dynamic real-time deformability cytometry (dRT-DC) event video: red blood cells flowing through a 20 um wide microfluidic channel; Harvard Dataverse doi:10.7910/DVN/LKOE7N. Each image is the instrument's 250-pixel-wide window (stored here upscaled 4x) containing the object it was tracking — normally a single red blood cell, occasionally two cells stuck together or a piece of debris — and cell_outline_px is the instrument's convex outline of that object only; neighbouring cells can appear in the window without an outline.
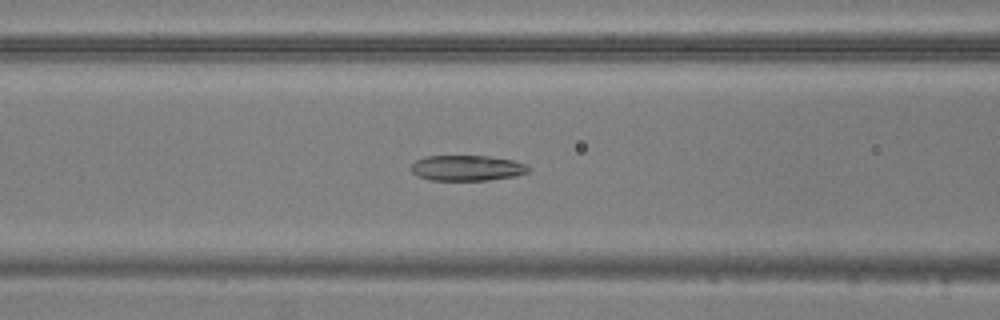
{"species": "common noctule bat (a hibernating species)", "species_latin": "Nyctalus noctula", "temperature_condition": "warm", "stored_images_in_passage": 20, "camera_frame_rate_fps": 3000, "um_per_image_px": 0.085, "animal": {"sex": "male", "body_mass_g": 20.5, "forearm_length_mm": 52.5}, "frame": {"image": 1, "passage_image": 20, "time_ms": 6.333, "image_size_px": [1000, 320], "cell_outline_px": [[532, 168], [528, 172], [516, 176], [488, 180], [432, 180], [416, 176], [412, 172], [412, 164], [416, 160], [424, 156], [488, 156], [512, 160], [524, 164]], "centroid_in_image_um": [39.7, 14.28], "position_along_channel_um": 126.9, "area_um2": 17.46}}